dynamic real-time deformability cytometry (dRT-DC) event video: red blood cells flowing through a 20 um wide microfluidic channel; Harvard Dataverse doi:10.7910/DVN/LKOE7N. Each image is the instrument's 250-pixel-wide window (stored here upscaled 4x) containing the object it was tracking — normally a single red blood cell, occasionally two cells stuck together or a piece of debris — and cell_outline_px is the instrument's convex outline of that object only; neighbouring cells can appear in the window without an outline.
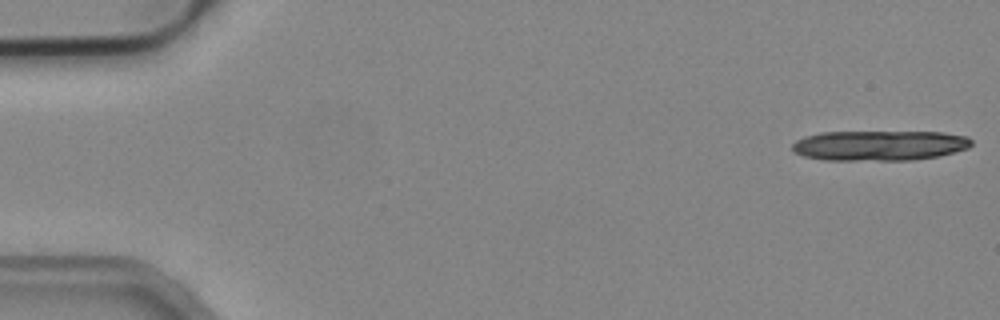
{"species": "common noctule bat (a hibernating species)", "species_latin": "Nyctalus noctula", "temperature_condition": "cold", "stored_images_in_passage": 13, "camera_frame_rate_fps": 3000, "um_per_image_px": 0.085, "animal": {"sex": "male", "body_mass_g": 19.2, "forearm_length_mm": 51.8}, "frame": {"image": 1, "passage_image": 1, "time_ms": 0.0, "image_size_px": [1000, 320], "cell_outline_px": [[972, 144], [968, 148], [940, 156], [912, 160], [828, 160], [804, 156], [796, 152], [792, 148], [792, 144], [796, 140], [804, 136], [820, 132], [944, 132], [968, 136], [972, 140]], "centroid_in_image_um": [74.79, 12.36], "position_along_channel_um": 10.2, "area_um2": 31.62}}